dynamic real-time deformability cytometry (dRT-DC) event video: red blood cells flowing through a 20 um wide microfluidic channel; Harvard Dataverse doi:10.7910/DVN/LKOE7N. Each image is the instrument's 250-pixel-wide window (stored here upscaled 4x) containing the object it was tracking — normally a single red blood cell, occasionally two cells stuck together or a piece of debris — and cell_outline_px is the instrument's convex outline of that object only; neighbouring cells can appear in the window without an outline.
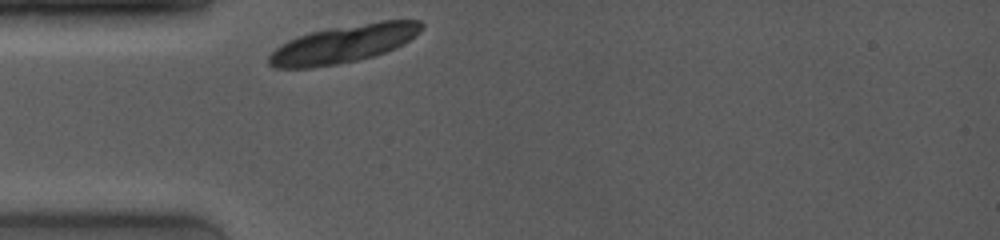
{"species": "common noctule bat (a hibernating species)", "species_latin": "Nyctalus noctula", "temperature_condition": "room temperature", "stored_images_in_passage": 1, "camera_frame_rate_fps": 4000, "um_per_image_px": 0.085, "animal": {"sex": "female", "body_mass_g": 19.0, "forearm_length_mm": 53.3}, "frame": {"image": 1, "passage_image": 1, "time_ms": 0.0, "image_size_px": [1000, 240], "cell_outline_px": [[424, 24], [408, 40], [396, 48], [372, 56], [356, 60], [336, 64], [308, 68], [276, 68], [268, 64], [268, 56], [280, 44], [296, 36], [312, 32], [332, 28], [380, 20], [420, 20]], "centroid_in_image_um": [29.14, 3.73], "position_along_channel_um": 55.9, "area_um2": 33.12}}